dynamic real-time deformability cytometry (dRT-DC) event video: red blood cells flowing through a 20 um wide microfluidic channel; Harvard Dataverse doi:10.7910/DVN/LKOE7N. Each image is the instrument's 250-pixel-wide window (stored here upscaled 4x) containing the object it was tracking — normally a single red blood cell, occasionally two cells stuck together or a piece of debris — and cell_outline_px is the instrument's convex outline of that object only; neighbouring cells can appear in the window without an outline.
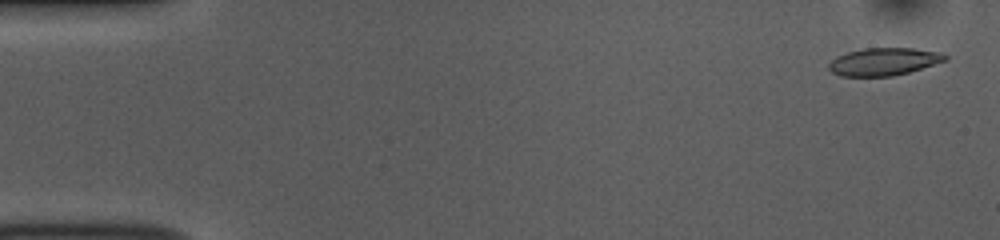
{"species": "common noctule bat (a hibernating species)", "species_latin": "Nyctalus noctula", "temperature_condition": "room temperature", "stored_images_in_passage": 52, "camera_frame_rate_fps": 3000, "um_per_image_px": 0.085, "animal": {"sex": "female", "body_mass_g": 10.0, "forearm_length_mm": 53.1}, "frame": {"image": 1, "passage_image": 2, "time_ms": 0.333, "image_size_px": [1000, 240], "cell_outline_px": [[948, 60], [908, 72], [892, 76], [840, 76], [832, 72], [828, 68], [828, 64], [836, 56], [848, 52], [864, 48], [912, 48], [940, 52], [948, 56]], "centroid_in_image_um": [75.12, 5.24], "position_along_channel_um": 9.9, "area_um2": 18.67}}
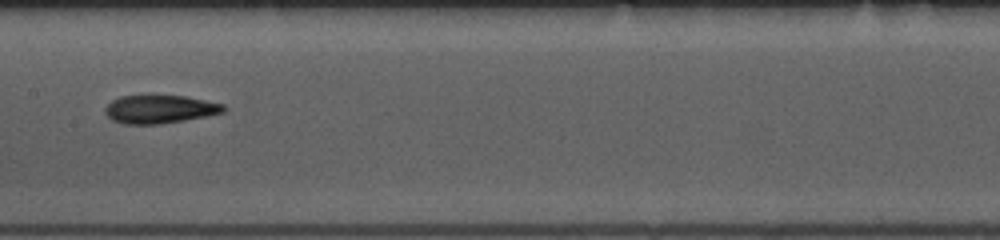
{"frame": {"image": 2, "passage_image": 26, "time_ms": 8.333, "image_size_px": [1000, 240], "cell_outline_px": [[228, 108], [224, 112], [184, 120], [160, 124], [124, 124], [112, 120], [104, 112], [104, 108], [112, 100], [120, 96], [148, 92], [184, 96], [224, 104]], "centroid_in_image_um": [13.53, 9.23], "position_along_channel_um": 193.9, "area_um2": 20.29}}
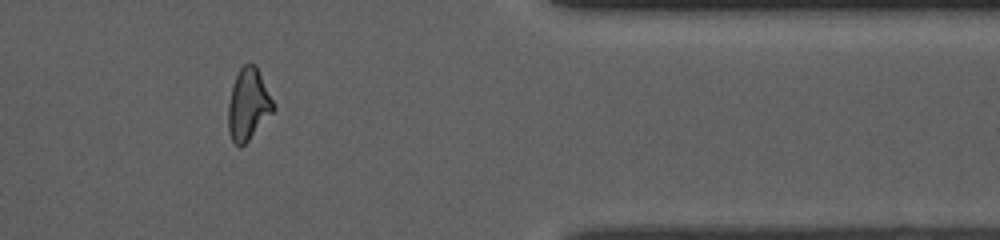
{"frame": {"image": 3, "passage_image": 43, "time_ms": 14.0, "image_size_px": [1000, 240], "cell_outline_px": [[276, 108], [248, 140], [240, 148], [232, 140], [228, 132], [228, 104], [232, 84], [240, 68], [248, 60], [256, 64], [276, 104]], "centroid_in_image_um": [21.11, 8.82], "position_along_channel_um": 390.3, "area_um2": 19.13}, "authors_computed_cell_mechanics": {"area_um2": 19.1318, "velocity_mm_per_s": 3.8545, "shape_relaxation_time_tau1_ms": 9.5689, "shape_relaxation_time_tau2_ms": 5.4508, "deformation_change_tau1": 0.2417, "deformation_change_tau2": 0.1462}}